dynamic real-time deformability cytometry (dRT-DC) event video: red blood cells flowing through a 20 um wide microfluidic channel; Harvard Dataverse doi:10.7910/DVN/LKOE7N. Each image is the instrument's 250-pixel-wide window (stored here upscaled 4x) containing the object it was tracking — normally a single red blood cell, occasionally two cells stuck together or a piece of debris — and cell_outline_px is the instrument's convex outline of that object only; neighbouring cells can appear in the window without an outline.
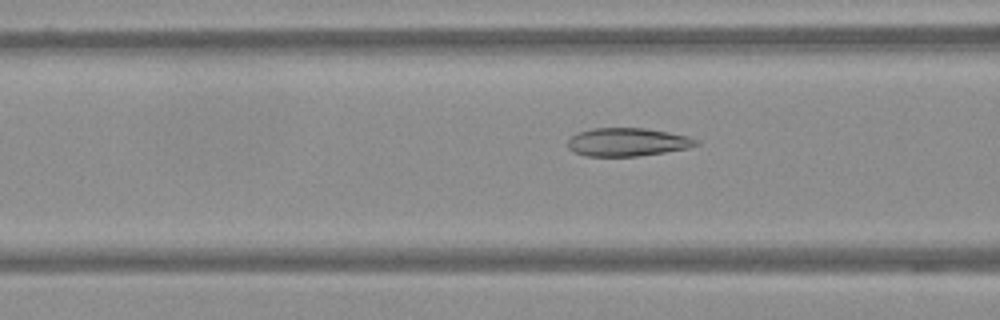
{"species": "Egyptian fruit bat (a non-hibernating species)", "species_latin": "Rousettus aegyptiacus", "temperature_condition": "warm", "stored_images_in_passage": 60, "camera_frame_rate_fps": 3000, "um_per_image_px": 0.085, "frame": {"image": 1, "passage_image": 24, "time_ms": 7.667, "image_size_px": [1000, 320], "cell_outline_px": [[700, 144], [688, 148], [664, 152], [636, 156], [588, 156], [572, 152], [568, 148], [568, 140], [576, 132], [592, 128], [644, 128], [668, 132], [688, 136], [700, 140]], "centroid_in_image_um": [53.33, 12.07], "position_along_channel_um": 113.3, "area_um2": 21.21}}
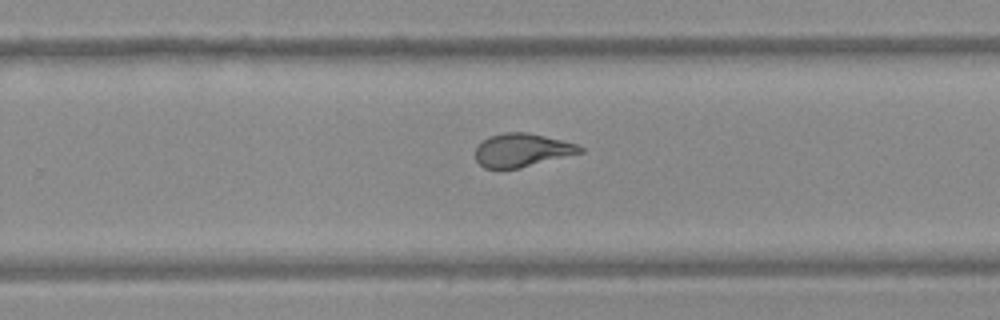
{"frame": {"image": 2, "passage_image": 39, "time_ms": 12.667, "image_size_px": [1000, 320], "cell_outline_px": [[584, 152], [520, 168], [484, 168], [476, 160], [476, 148], [488, 136], [504, 132], [528, 132], [576, 144], [584, 148]], "centroid_in_image_um": [44.37, 12.76], "position_along_channel_um": 285.4, "area_um2": 20.17}}
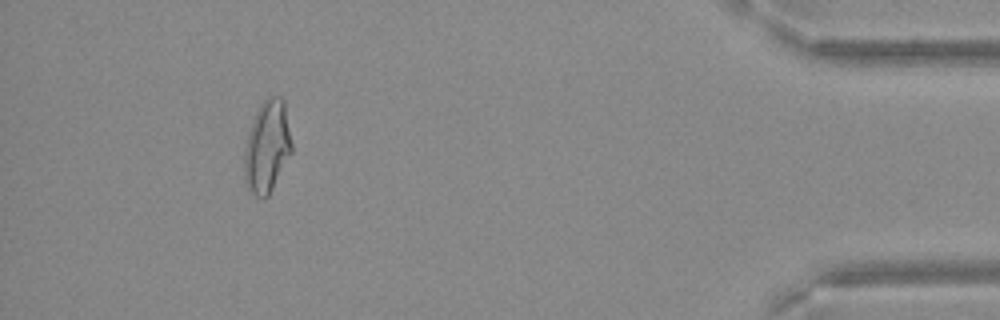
{"frame": {"image": 3, "passage_image": 55, "time_ms": 18.0, "image_size_px": [1000, 320], "cell_outline_px": [[292, 152], [268, 196], [264, 200], [260, 200], [248, 192], [244, 184], [244, 148], [248, 132], [252, 120], [260, 104], [268, 96], [280, 96], [284, 100], [292, 144]], "centroid_in_image_um": [22.68, 12.52], "position_along_channel_um": 412.5, "area_um2": 25.95}}